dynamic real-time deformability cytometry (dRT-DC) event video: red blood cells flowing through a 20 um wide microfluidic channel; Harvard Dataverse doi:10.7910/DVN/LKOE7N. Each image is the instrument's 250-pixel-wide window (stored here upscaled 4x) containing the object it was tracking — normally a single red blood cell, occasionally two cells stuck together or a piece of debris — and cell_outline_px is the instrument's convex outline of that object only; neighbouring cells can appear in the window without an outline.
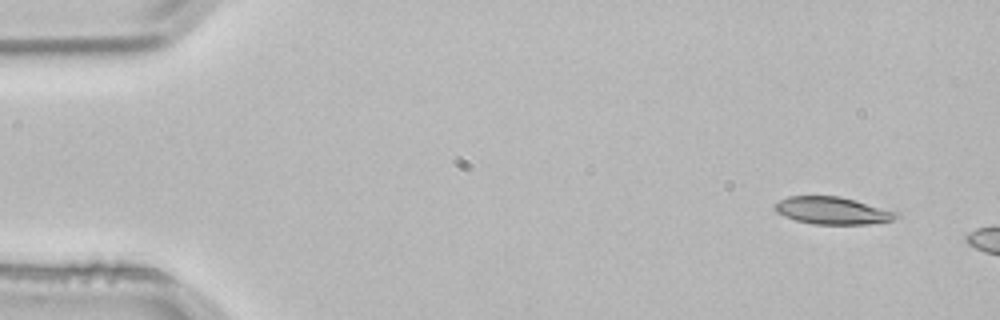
{"species": "common noctule bat (a hibernating species)", "species_latin": "Nyctalus noctula", "temperature_condition": "room temperature", "stored_images_in_passage": 4, "segment_of_instrument_passage": [2, 2], "camera_frame_rate_fps": 3000, "um_per_image_px": 0.085, "animal": {"sex": "male", "body_mass_g": 21.5, "forearm_length_mm": 52.0}, "frame": {"image": 1, "passage_image": 4, "time_ms": 1.0, "image_size_px": [1000, 320], "cell_outline_px": [[900, 216], [892, 220], [868, 224], [816, 224], [796, 220], [784, 216], [776, 212], [776, 204], [780, 200], [788, 196], [840, 196], [856, 200], [900, 212]], "centroid_in_image_um": [70.82, 17.9], "position_along_channel_um": 14.2, "area_um2": 19.31}}